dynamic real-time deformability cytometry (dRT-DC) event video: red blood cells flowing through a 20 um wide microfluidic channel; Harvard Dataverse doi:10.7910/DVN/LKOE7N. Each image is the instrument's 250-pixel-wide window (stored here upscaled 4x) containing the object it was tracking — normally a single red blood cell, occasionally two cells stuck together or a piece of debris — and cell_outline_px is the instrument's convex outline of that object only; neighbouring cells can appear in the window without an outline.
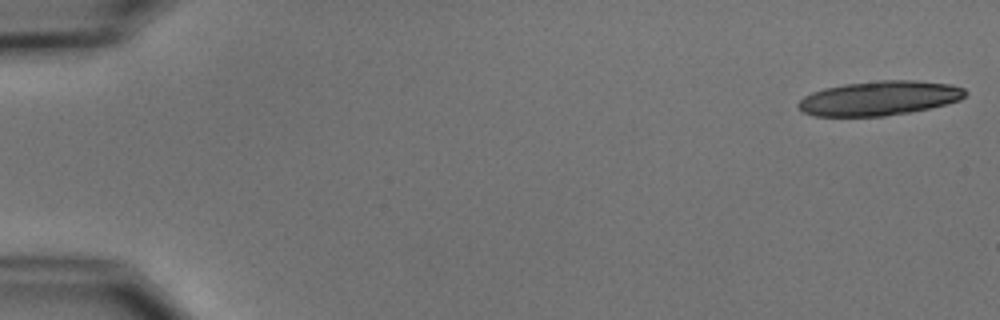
{"species": "common noctule bat (a hibernating species)", "species_latin": "Nyctalus noctula", "temperature_condition": "cold", "stored_images_in_passage": 8, "camera_frame_rate_fps": 3000, "um_per_image_px": 0.085, "animal": {"sex": "male", "body_mass_g": 15.6}, "frame": {"image": 1, "passage_image": 1, "time_ms": 0.0, "image_size_px": [1000, 320], "cell_outline_px": [[968, 92], [960, 100], [928, 108], [908, 112], [884, 116], [816, 116], [804, 112], [796, 104], [804, 96], [812, 92], [824, 88], [844, 84], [880, 80], [916, 80], [952, 84], [964, 88]], "centroid_in_image_um": [74.75, 8.33], "position_along_channel_um": 10.3, "area_um2": 33.41}}